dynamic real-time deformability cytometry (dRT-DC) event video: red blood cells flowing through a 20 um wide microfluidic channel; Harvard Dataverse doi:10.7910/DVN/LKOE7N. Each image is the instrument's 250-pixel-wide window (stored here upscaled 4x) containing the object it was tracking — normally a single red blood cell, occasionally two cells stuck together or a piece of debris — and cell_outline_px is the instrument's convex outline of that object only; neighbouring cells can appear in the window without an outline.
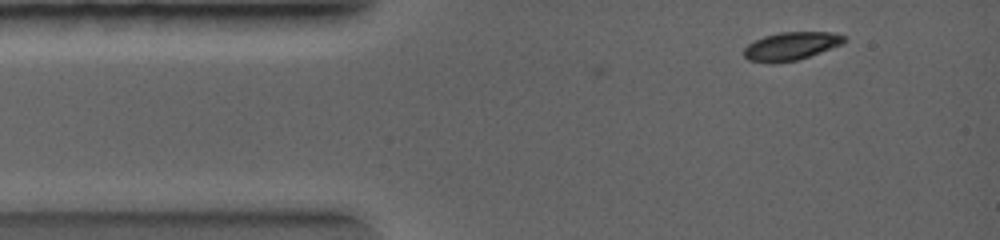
{"species": "common noctule bat (a hibernating species)", "species_latin": "Nyctalus noctula", "temperature_condition": "warm", "stored_images_in_passage": 2, "camera_frame_rate_fps": 5000, "um_per_image_px": 0.085, "animal": {"sex": "female", "body_mass_g": 19.0, "forearm_length_mm": 56.7}, "frame": {"image": 1, "passage_image": 2, "time_ms": 0.4, "image_size_px": [1000, 240], "cell_outline_px": [[844, 44], [796, 60], [772, 64], [768, 64], [748, 60], [744, 56], [744, 48], [748, 44], [764, 36], [780, 32], [832, 32], [844, 36]], "centroid_in_image_um": [67.21, 3.93], "position_along_channel_um": 17.8, "area_um2": 16.42}}